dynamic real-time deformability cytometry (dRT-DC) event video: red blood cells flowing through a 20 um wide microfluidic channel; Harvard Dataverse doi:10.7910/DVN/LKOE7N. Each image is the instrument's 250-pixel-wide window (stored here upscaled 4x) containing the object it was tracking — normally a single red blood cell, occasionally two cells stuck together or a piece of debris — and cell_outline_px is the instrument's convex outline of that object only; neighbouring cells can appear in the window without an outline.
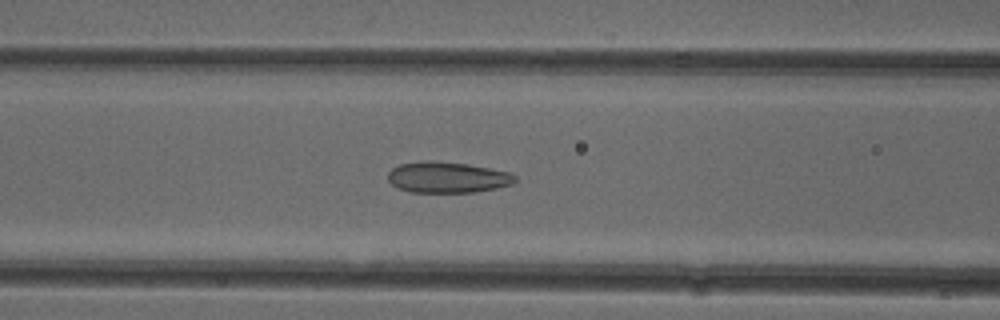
{"species": "common noctule bat (a hibernating species)", "species_latin": "Nyctalus noctula", "temperature_condition": "cold", "stored_images_in_passage": 47, "camera_frame_rate_fps": 3000, "um_per_image_px": 0.085, "animal": {"sex": "female"}, "frame": {"image": 1, "passage_image": 21, "time_ms": 6.667, "image_size_px": [1000, 320], "cell_outline_px": [[516, 180], [512, 184], [496, 188], [476, 192], [412, 192], [400, 188], [392, 184], [388, 180], [388, 172], [392, 168], [400, 164], [428, 160], [432, 160], [468, 164], [508, 172], [516, 176]], "centroid_in_image_um": [38.02, 15.07], "position_along_channel_um": 128.6, "area_um2": 22.83}}
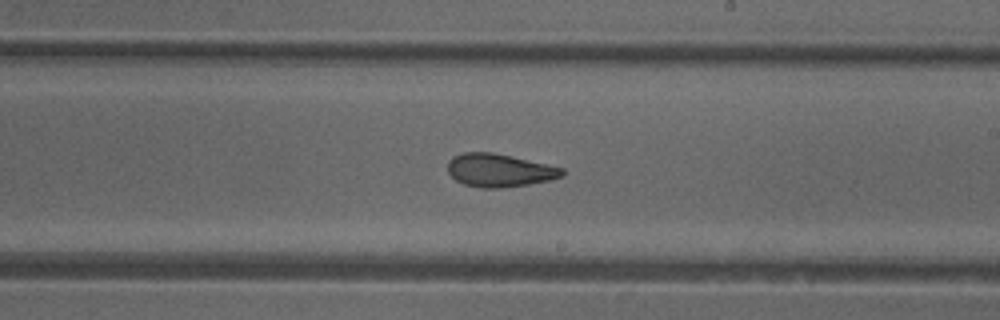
{"frame": {"image": 2, "passage_image": 30, "time_ms": 9.667, "image_size_px": [1000, 320], "cell_outline_px": [[564, 176], [548, 180], [528, 184], [500, 188], [484, 188], [464, 184], [456, 180], [448, 172], [448, 160], [452, 156], [464, 152], [492, 152], [512, 156], [564, 168]], "centroid_in_image_um": [42.43, 14.47], "position_along_channel_um": 246.6, "area_um2": 22.02}}
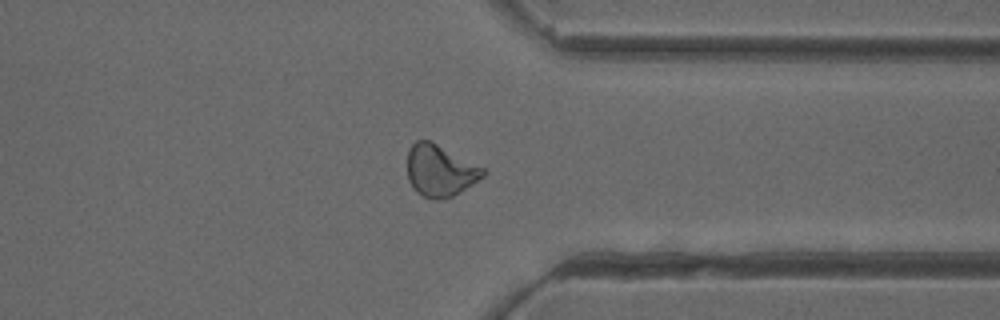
{"frame": {"image": 3, "passage_image": 40, "time_ms": 13.0, "image_size_px": [1000, 320], "cell_outline_px": [[488, 172], [484, 176], [452, 196], [436, 200], [424, 196], [416, 192], [408, 180], [408, 148], [416, 140], [428, 140], [488, 168]], "centroid_in_image_um": [37.43, 14.48], "position_along_channel_um": 374.0, "area_um2": 22.83}}